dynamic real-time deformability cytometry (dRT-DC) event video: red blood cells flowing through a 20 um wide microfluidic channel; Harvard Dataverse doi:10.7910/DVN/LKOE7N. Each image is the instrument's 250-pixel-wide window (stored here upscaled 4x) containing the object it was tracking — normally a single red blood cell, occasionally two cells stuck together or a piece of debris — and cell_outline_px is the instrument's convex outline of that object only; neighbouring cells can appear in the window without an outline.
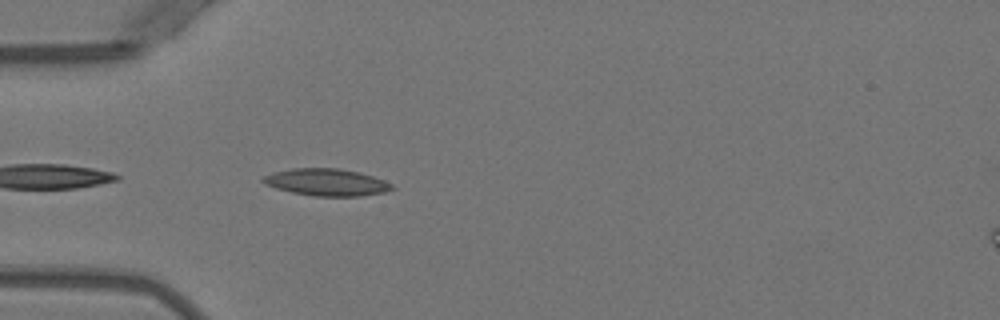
{"species": "Egyptian fruit bat (a non-hibernating species)", "species_latin": "Rousettus aegyptiacus", "temperature_condition": "warm", "stored_images_in_passage": 38, "camera_frame_rate_fps": 3000, "um_per_image_px": 0.085, "animal": {"sex": "female"}, "frame": {"image": 1, "passage_image": 2, "time_ms": 0.333, "image_size_px": [1000, 320], "cell_outline_px": [[396, 188], [384, 192], [360, 196], [312, 196], [292, 192], [276, 188], [264, 184], [260, 180], [264, 176], [272, 172], [292, 168], [340, 168], [372, 176], [384, 180], [392, 184]], "centroid_in_image_um": [27.73, 15.49], "position_along_channel_um": 57.3, "area_um2": 20.35}}
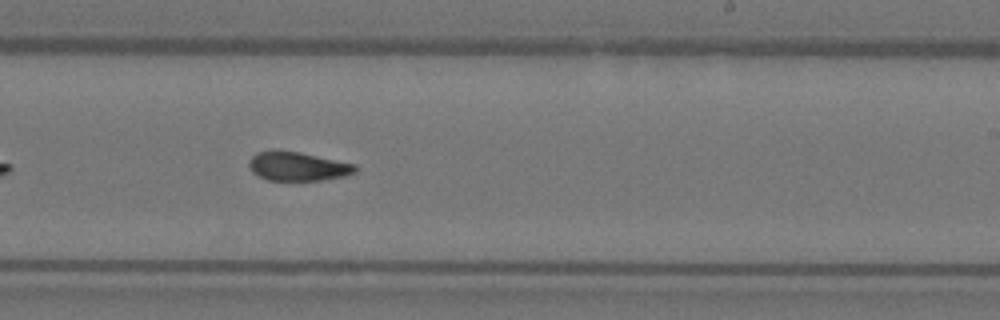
{"frame": {"image": 2, "passage_image": 18, "time_ms": 5.667, "image_size_px": [1000, 320], "cell_outline_px": [[356, 172], [344, 176], [320, 180], [268, 180], [252, 172], [248, 164], [248, 160], [256, 152], [300, 152], [356, 164]], "centroid_in_image_um": [25.32, 14.15], "position_along_channel_um": 263.7, "area_um2": 17.51}}
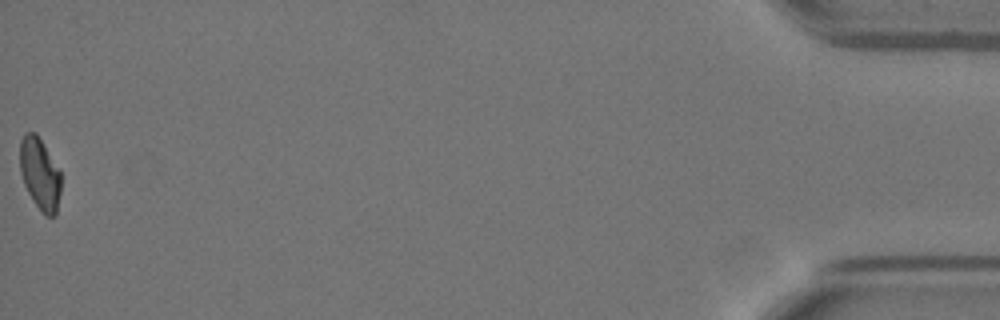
{"frame": {"image": 3, "passage_image": 38, "time_ms": 12.333, "image_size_px": [1000, 320], "cell_outline_px": [[60, 192], [56, 216], [44, 216], [32, 200], [24, 184], [20, 172], [20, 140], [24, 132], [36, 132], [60, 172]], "centroid_in_image_um": [3.37, 14.79], "position_along_channel_um": 431.8, "area_um2": 17.17}, "authors_computed_cell_mechanics": {"area_um2": 18.4671, "velocity_mm_per_s": 3.9679, "shape_relaxation_time_tau1_ms": 6.8022, "shape_relaxation_time_tau2_ms": 2.6257, "deformation_change_tau1": 0.1912, "deformation_change_tau2": 0.0908}}